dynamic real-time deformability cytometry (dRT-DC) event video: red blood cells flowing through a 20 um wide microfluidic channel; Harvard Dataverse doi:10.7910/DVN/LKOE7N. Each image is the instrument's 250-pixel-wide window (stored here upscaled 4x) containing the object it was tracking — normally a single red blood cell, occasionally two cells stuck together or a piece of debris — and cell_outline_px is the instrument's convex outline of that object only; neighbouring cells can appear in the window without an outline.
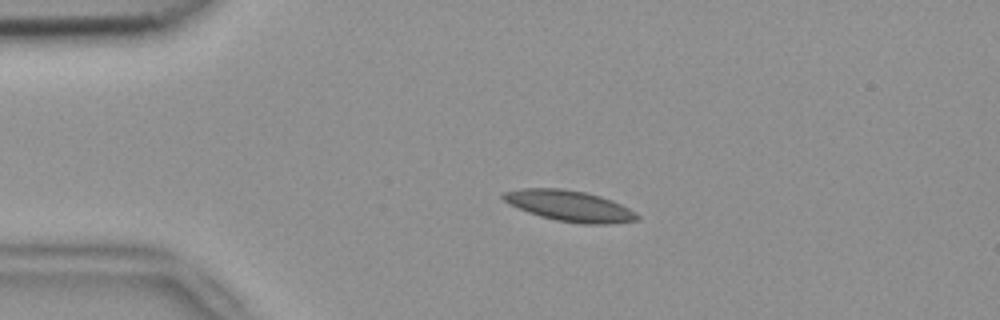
{"species": "common noctule bat (a hibernating species)", "species_latin": "Nyctalus noctula", "temperature_condition": "room temperature", "stored_images_in_passage": 45, "camera_frame_rate_fps": 3000, "um_per_image_px": 0.085, "animal": {"sex": "female", "body_mass_g": 18.4}, "frame": {"image": 1, "passage_image": 11, "time_ms": 3.333, "image_size_px": [1000, 320], "cell_outline_px": [[640, 216], [636, 220], [608, 224], [580, 224], [556, 220], [540, 216], [528, 212], [508, 204], [500, 196], [504, 192], [524, 188], [560, 188], [584, 192], [600, 196], [612, 200], [636, 212]], "centroid_in_image_um": [48.39, 17.5], "position_along_channel_um": 36.6, "area_um2": 23.99}}
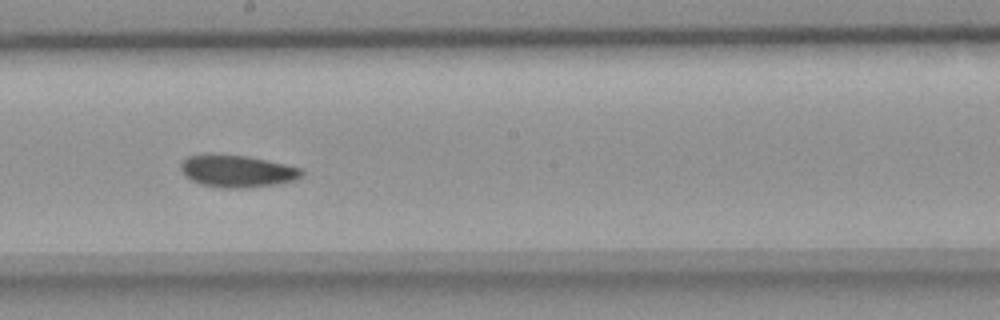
{"frame": {"image": 2, "passage_image": 29, "time_ms": 9.333, "image_size_px": [1000, 320], "cell_outline_px": [[304, 172], [296, 180], [272, 184], [244, 188], [224, 188], [200, 184], [184, 176], [180, 168], [180, 164], [188, 156], [248, 156], [284, 164], [300, 168]], "centroid_in_image_um": [20.16, 14.57], "position_along_channel_um": 228.0, "area_um2": 21.96}}
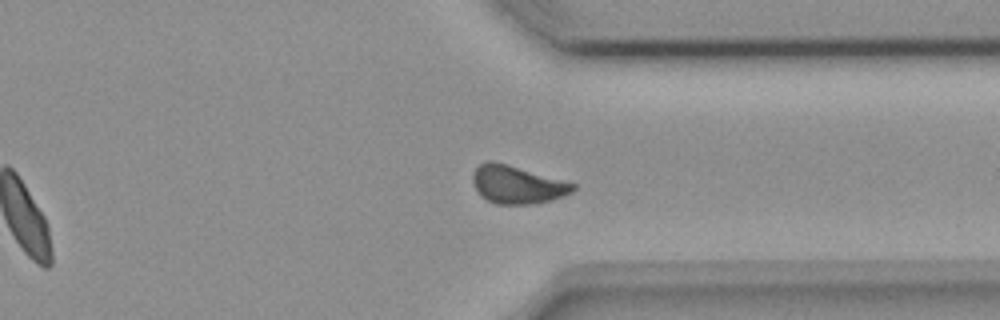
{"frame": {"image": 3, "passage_image": 40, "time_ms": 13.0, "image_size_px": [1000, 320], "cell_outline_px": [[576, 188], [572, 192], [564, 196], [552, 200], [536, 204], [496, 204], [488, 200], [476, 188], [472, 180], [472, 176], [476, 168], [480, 164], [488, 160], [492, 160], [508, 164], [576, 184]], "centroid_in_image_um": [43.99, 15.69], "position_along_channel_um": 367.4, "area_um2": 22.02}, "authors_computed_cell_mechanics": {"area_um2": 22.542, "velocity_mm_per_s": 3.7934, "shape_relaxation_time_tau1_ms": null, "shape_relaxation_time_tau2_ms": 4.0622, "deformation_change_tau1": null, "deformation_change_tau2": 0.0837}}